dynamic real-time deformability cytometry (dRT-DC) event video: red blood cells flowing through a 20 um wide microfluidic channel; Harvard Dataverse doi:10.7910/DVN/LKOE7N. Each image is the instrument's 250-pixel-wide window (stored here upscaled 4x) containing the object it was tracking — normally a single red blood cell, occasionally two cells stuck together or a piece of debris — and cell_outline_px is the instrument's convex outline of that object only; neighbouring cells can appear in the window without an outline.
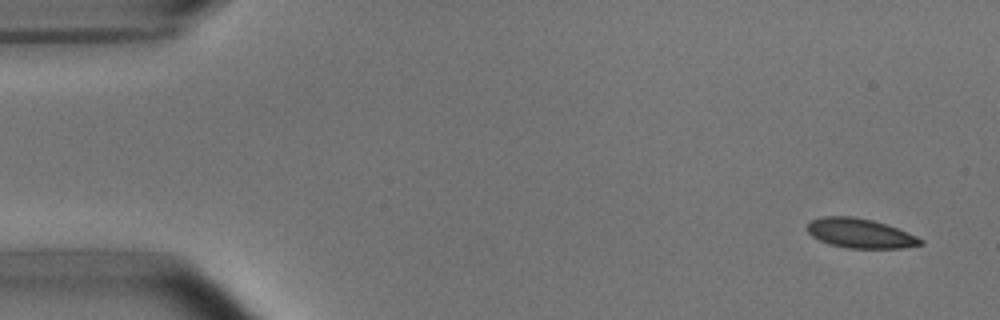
{"species": "common noctule bat (a hibernating species)", "species_latin": "Nyctalus noctula", "temperature_condition": "room temperature", "stored_images_in_passage": 4, "camera_frame_rate_fps": 3000, "um_per_image_px": 0.085, "animal": {"sex": "male", "body_mass_g": 15.6}, "frame": {"image": 1, "passage_image": 1, "time_ms": 0.0, "image_size_px": [1000, 320], "cell_outline_px": [[924, 244], [904, 248], [848, 248], [828, 244], [812, 236], [808, 232], [808, 220], [820, 216], [852, 216], [872, 220], [896, 228], [916, 236], [924, 240]], "centroid_in_image_um": [73.08, 19.83], "position_along_channel_um": 11.9, "area_um2": 19.48}}